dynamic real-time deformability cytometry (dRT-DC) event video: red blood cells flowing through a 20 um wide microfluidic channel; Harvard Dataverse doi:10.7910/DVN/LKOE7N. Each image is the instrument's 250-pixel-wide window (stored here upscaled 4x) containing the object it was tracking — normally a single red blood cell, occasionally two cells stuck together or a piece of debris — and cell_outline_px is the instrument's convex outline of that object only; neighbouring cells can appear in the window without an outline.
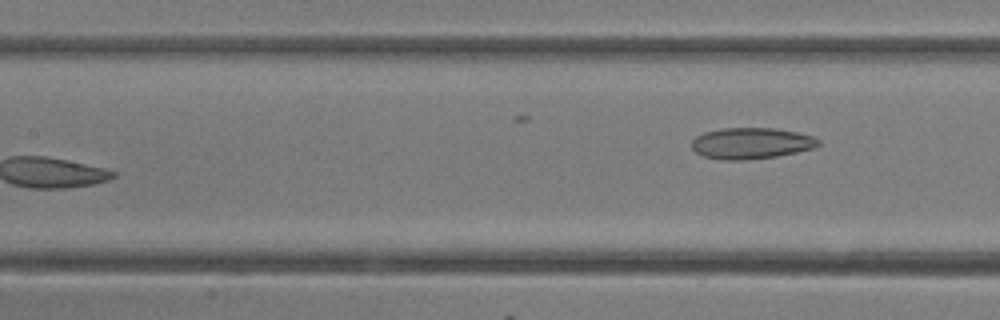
{"species": "common noctule bat (a hibernating species)", "species_latin": "Nyctalus noctula", "temperature_condition": "room temperature", "stored_images_in_passage": 16, "camera_frame_rate_fps": 3000, "um_per_image_px": 0.085, "animal": {"sex": "female"}, "frame": {"image": 1, "passage_image": 16, "time_ms": 5.0, "image_size_px": [1000, 320], "cell_outline_px": [[820, 144], [816, 148], [776, 156], [744, 160], [724, 160], [704, 156], [696, 152], [692, 148], [692, 140], [696, 136], [704, 132], [720, 128], [772, 128], [796, 132], [812, 136], [820, 140]], "centroid_in_image_um": [63.85, 12.17], "position_along_channel_um": 143.5, "area_um2": 23.0}}